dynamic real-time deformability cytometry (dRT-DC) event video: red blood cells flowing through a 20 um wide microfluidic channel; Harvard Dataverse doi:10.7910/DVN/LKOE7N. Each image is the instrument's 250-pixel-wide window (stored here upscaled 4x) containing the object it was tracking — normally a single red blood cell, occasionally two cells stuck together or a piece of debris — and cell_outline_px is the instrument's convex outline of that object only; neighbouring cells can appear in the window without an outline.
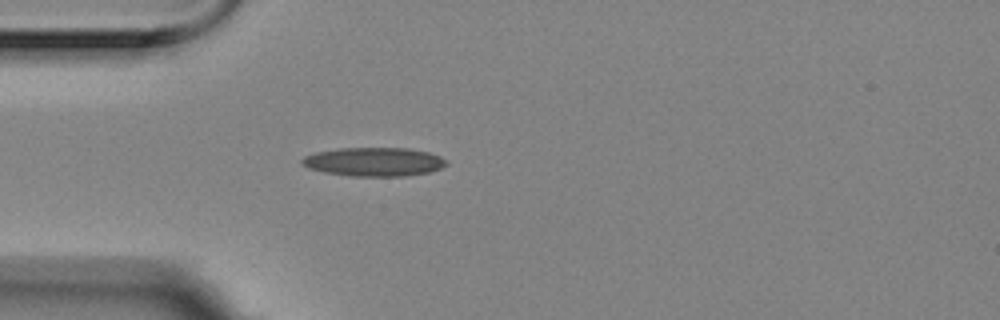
{"species": "Egyptian fruit bat (a non-hibernating species)", "species_latin": "Rousettus aegyptiacus", "temperature_condition": "room temperature", "stored_images_in_passage": 1, "camera_frame_rate_fps": 3000, "um_per_image_px": 0.085, "animal": {"sex": "female"}, "frame": {"image": 1, "passage_image": 1, "time_ms": 0.0, "image_size_px": [1000, 320], "cell_outline_px": [[448, 164], [440, 168], [428, 172], [404, 176], [348, 176], [324, 172], [308, 168], [300, 164], [300, 160], [304, 156], [316, 152], [340, 148], [408, 148], [428, 152], [440, 156]], "centroid_in_image_um": [31.74, 13.75], "position_along_channel_um": 53.3, "area_um2": 24.22}}